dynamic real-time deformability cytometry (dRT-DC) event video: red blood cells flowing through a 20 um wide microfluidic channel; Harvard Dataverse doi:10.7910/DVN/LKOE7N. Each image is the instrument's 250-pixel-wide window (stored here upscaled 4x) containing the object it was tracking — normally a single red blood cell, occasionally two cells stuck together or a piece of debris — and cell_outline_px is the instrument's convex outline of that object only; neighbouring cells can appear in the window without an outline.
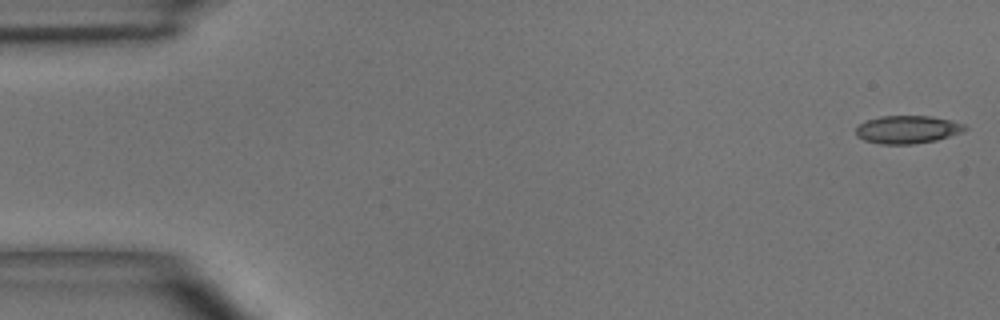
{"species": "common noctule bat (a hibernating species)", "species_latin": "Nyctalus noctula", "temperature_condition": "room temperature", "stored_images_in_passage": 5, "camera_frame_rate_fps": 3000, "um_per_image_px": 0.085, "animal": {"sex": "male", "body_mass_g": 15.6}, "frame": {"image": 1, "passage_image": 1, "time_ms": 0.0, "image_size_px": [1000, 320], "cell_outline_px": [[968, 128], [964, 132], [936, 140], [912, 144], [880, 144], [864, 140], [856, 136], [856, 128], [860, 124], [868, 120], [880, 116], [932, 116], [952, 120], [964, 124]], "centroid_in_image_um": [77.16, 11.01], "position_along_channel_um": 7.8, "area_um2": 17.8}}
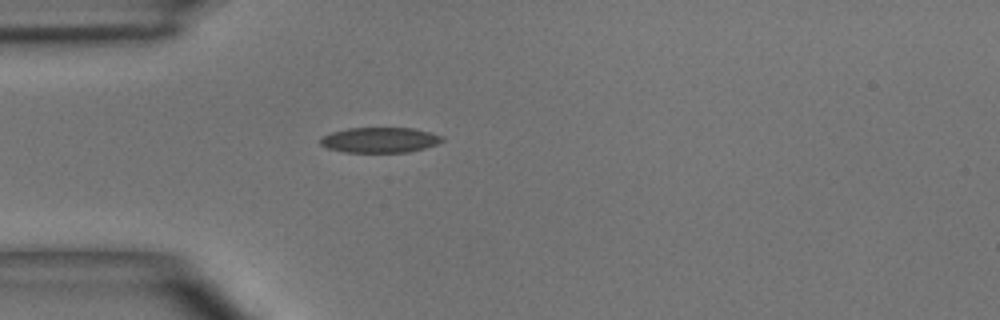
{"frame": {"image": 2, "passage_image": 5, "time_ms": 4.333, "image_size_px": [1000, 320], "cell_outline_px": [[444, 140], [436, 144], [424, 148], [408, 152], [344, 152], [328, 148], [320, 144], [320, 136], [332, 132], [348, 128], [416, 128], [432, 132], [444, 136]], "centroid_in_image_um": [32.3, 11.89], "position_along_channel_um": 52.7, "area_um2": 18.09}}